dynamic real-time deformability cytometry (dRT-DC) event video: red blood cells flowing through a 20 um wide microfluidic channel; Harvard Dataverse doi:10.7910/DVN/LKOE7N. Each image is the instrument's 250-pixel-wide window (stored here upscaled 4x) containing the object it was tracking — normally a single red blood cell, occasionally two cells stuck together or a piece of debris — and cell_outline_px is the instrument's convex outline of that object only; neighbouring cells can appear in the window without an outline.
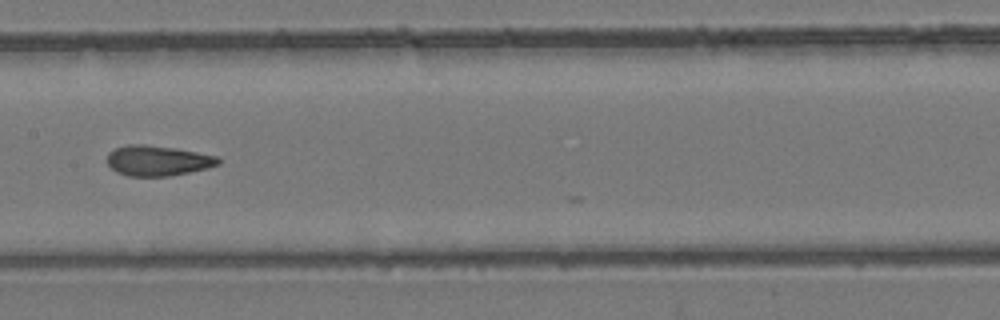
{"species": "common noctule bat (a hibernating species)", "species_latin": "Nyctalus noctula", "temperature_condition": "room temperature", "stored_images_in_passage": 14, "camera_frame_rate_fps": 3000, "um_per_image_px": 0.085, "animal": {"sex": "female", "body_mass_g": 24.6, "forearm_length_mm": 56.2}, "frame": {"image": 1, "passage_image": 13, "time_ms": 4.0, "image_size_px": [1000, 320], "cell_outline_px": [[220, 164], [208, 168], [168, 176], [128, 176], [116, 172], [108, 164], [108, 152], [116, 148], [128, 144], [144, 144], [176, 148], [216, 156], [220, 160]], "centroid_in_image_um": [13.39, 13.65], "position_along_channel_um": 194.0, "area_um2": 19.54}}